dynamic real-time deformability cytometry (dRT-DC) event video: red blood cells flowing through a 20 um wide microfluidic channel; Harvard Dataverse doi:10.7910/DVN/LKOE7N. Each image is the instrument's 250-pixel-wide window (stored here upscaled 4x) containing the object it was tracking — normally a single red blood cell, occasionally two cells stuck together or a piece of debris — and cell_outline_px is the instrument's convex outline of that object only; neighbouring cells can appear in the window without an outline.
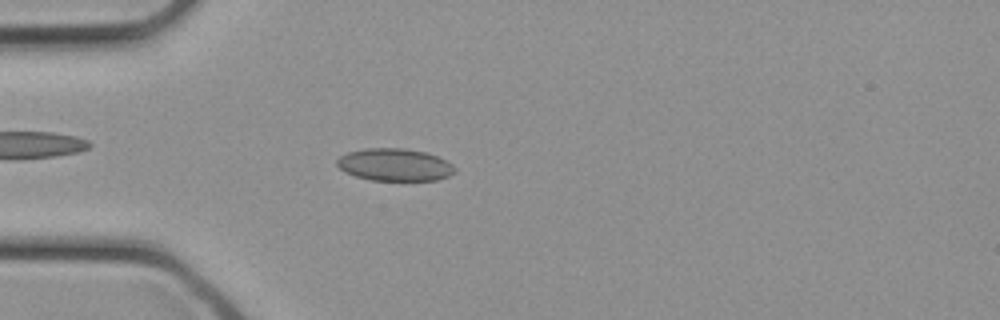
{"species": "common noctule bat (a hibernating species)", "species_latin": "Nyctalus noctula", "temperature_condition": "cold", "stored_images_in_passage": 30, "camera_frame_rate_fps": 3000, "um_per_image_px": 0.085, "animal": {"sex": "female", "body_mass_g": 21.9}, "frame": {"image": 1, "passage_image": 7, "time_ms": 2.0, "image_size_px": [1000, 320], "cell_outline_px": [[456, 172], [448, 176], [436, 180], [372, 180], [356, 176], [344, 172], [336, 164], [336, 160], [340, 156], [348, 152], [364, 148], [404, 148], [424, 152], [436, 156], [452, 164], [456, 168]], "centroid_in_image_um": [33.53, 14.0], "position_along_channel_um": 51.5, "area_um2": 22.2}}
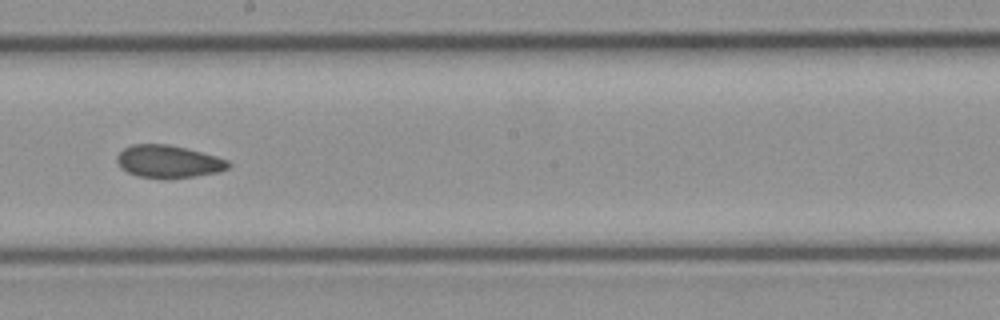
{"frame": {"image": 2, "passage_image": 16, "time_ms": 5.0, "image_size_px": [1000, 320], "cell_outline_px": [[232, 164], [228, 168], [220, 172], [192, 176], [140, 176], [128, 172], [120, 168], [116, 160], [116, 156], [124, 148], [132, 144], [168, 144], [216, 156], [228, 160]], "centroid_in_image_um": [14.31, 13.69], "position_along_channel_um": 233.9, "area_um2": 20.52}}
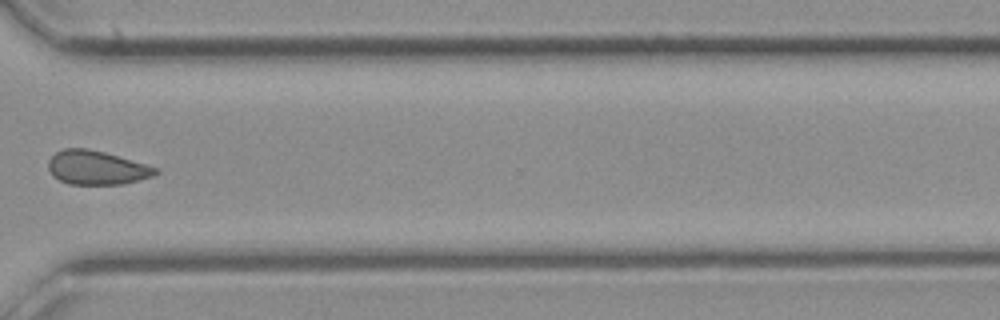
{"frame": {"image": 3, "passage_image": 22, "time_ms": 7.0, "image_size_px": [1000, 320], "cell_outline_px": [[160, 172], [156, 176], [124, 184], [68, 184], [52, 176], [48, 168], [48, 160], [56, 152], [64, 148], [88, 148], [104, 152], [148, 164], [160, 168]], "centroid_in_image_um": [8.27, 14.25], "position_along_channel_um": 362.3, "area_um2": 21.56}}